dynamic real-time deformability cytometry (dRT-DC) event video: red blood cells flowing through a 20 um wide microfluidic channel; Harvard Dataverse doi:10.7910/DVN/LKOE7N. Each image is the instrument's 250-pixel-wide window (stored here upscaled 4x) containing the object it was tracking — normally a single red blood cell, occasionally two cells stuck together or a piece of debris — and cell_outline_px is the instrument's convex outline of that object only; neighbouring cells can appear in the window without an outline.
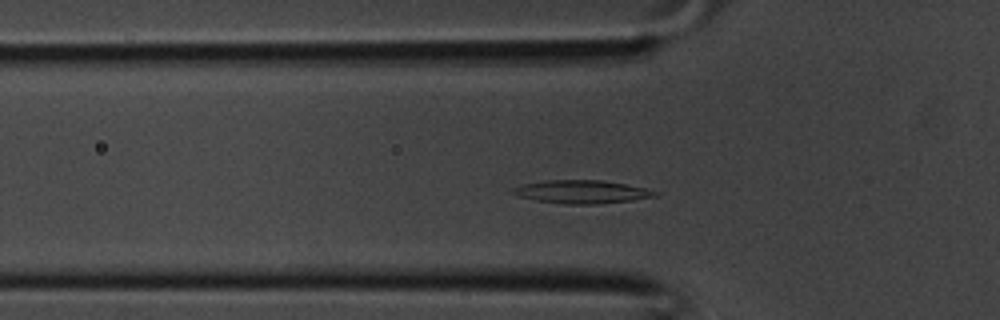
{"species": "common noctule bat (a hibernating species)", "species_latin": "Nyctalus noctula", "temperature_condition": "room temperature", "stored_images_in_passage": 27, "camera_frame_rate_fps": 3000, "um_per_image_px": 0.085, "animal": {"sex": "male", "body_mass_g": 20.1, "forearm_length_mm": 53.5}, "frame": {"image": 1, "passage_image": 7, "time_ms": 2.0, "image_size_px": [1000, 320], "cell_outline_px": [[660, 192], [656, 196], [632, 200], [596, 204], [564, 204], [536, 200], [520, 196], [508, 192], [512, 188], [524, 184], [544, 180], [600, 180], [624, 184], [644, 188]], "centroid_in_image_um": [49.41, 16.3], "position_along_channel_um": 76.4, "area_um2": 19.07}}
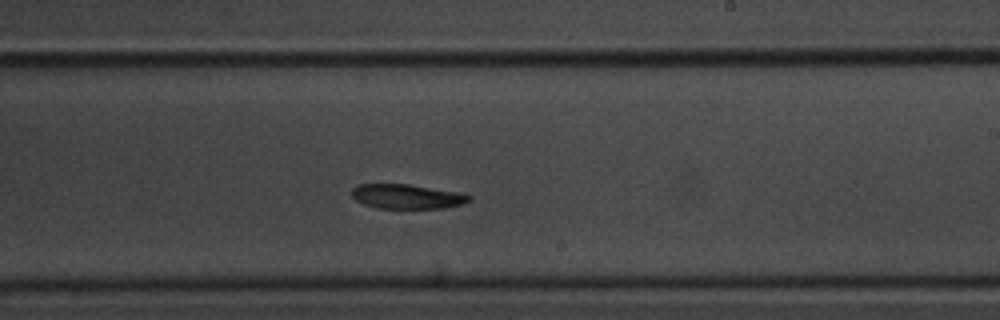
{"frame": {"image": 2, "passage_image": 17, "time_ms": 5.333, "image_size_px": [1000, 320], "cell_outline_px": [[472, 200], [464, 204], [444, 208], [376, 208], [364, 204], [356, 200], [352, 196], [352, 188], [356, 184], [408, 184], [460, 192], [472, 196]], "centroid_in_image_um": [34.62, 16.7], "position_along_channel_um": 254.4, "area_um2": 16.94}}
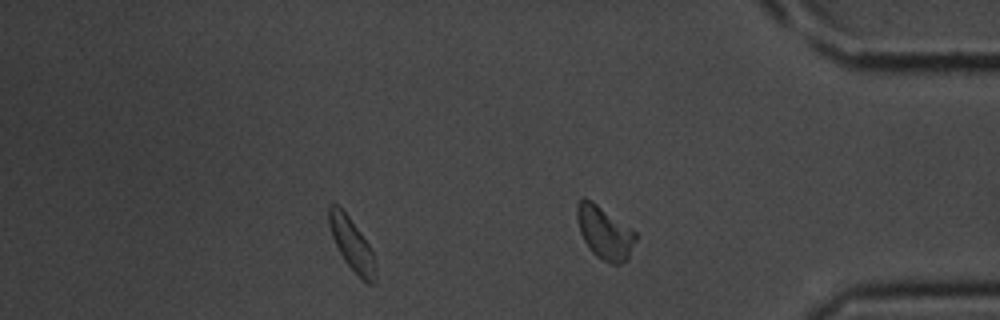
{"frame": {"image": 3, "passage_image": 25, "time_ms": 8.0, "image_size_px": [1000, 320], "cell_outline_px": [[376, 284], [368, 284], [344, 260], [332, 236], [328, 224], [328, 204], [336, 204], [348, 216], [360, 232], [368, 244], [372, 252], [376, 272]], "centroid_in_image_um": [29.89, 20.75], "position_along_channel_um": 405.3, "area_um2": 13.81}}